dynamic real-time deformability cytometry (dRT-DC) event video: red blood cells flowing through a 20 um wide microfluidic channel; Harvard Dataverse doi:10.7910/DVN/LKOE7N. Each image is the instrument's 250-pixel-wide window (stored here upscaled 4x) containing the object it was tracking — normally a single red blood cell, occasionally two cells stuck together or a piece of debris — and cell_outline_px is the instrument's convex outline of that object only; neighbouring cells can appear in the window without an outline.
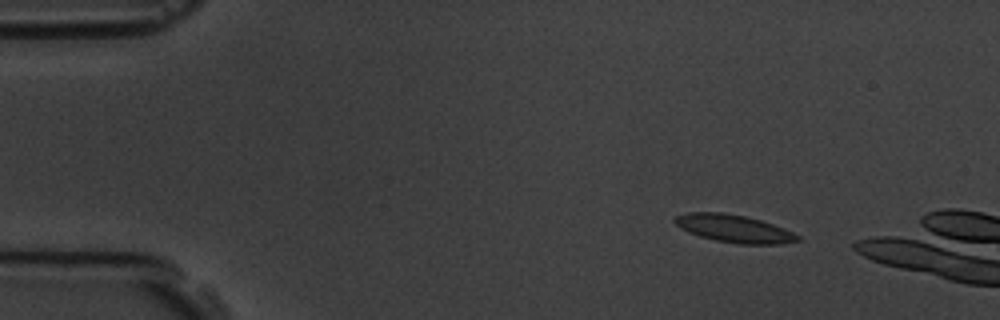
{"species": "common noctule bat (a hibernating species)", "species_latin": "Nyctalus noctula", "temperature_condition": "room temperature", "stored_images_in_passage": 5, "camera_frame_rate_fps": 3000, "um_per_image_px": 0.085, "animal": {"sex": "male", "body_mass_g": 19.5, "forearm_length_mm": 54.6}, "frame": {"image": 1, "passage_image": 2, "time_ms": 1.0, "image_size_px": [1000, 320], "cell_outline_px": [[800, 240], [780, 244], [740, 244], [716, 240], [700, 236], [688, 232], [680, 228], [672, 220], [676, 216], [688, 212], [724, 212], [744, 216], [760, 220], [784, 228], [800, 236]], "centroid_in_image_um": [62.37, 19.42], "position_along_channel_um": 22.6, "area_um2": 19.71}}